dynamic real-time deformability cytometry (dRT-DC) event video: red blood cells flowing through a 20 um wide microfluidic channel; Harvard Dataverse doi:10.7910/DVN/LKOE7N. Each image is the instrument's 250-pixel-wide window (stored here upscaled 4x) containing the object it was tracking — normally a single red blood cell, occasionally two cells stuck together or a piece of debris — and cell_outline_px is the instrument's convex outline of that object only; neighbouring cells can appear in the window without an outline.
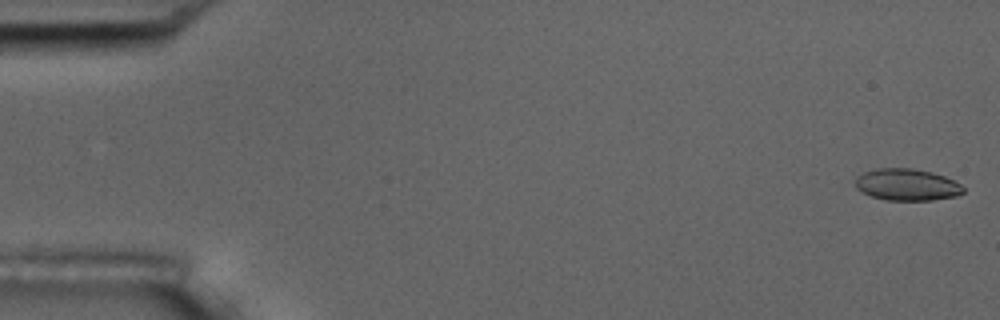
{"species": "common noctule bat (a hibernating species)", "species_latin": "Nyctalus noctula", "temperature_condition": "room temperature", "stored_images_in_passage": 7, "camera_frame_rate_fps": 3000, "um_per_image_px": 0.085, "animal": {"sex": "male", "body_mass_g": 17.5, "forearm_length_mm": 52.3}, "frame": {"image": 1, "passage_image": 1, "time_ms": 0.0, "image_size_px": [1000, 320], "cell_outline_px": [[964, 192], [956, 196], [932, 200], [884, 200], [872, 196], [856, 188], [856, 176], [864, 172], [876, 168], [912, 168], [932, 172], [944, 176], [960, 184], [964, 188]], "centroid_in_image_um": [77.09, 15.69], "position_along_channel_um": 7.9, "area_um2": 19.94}}
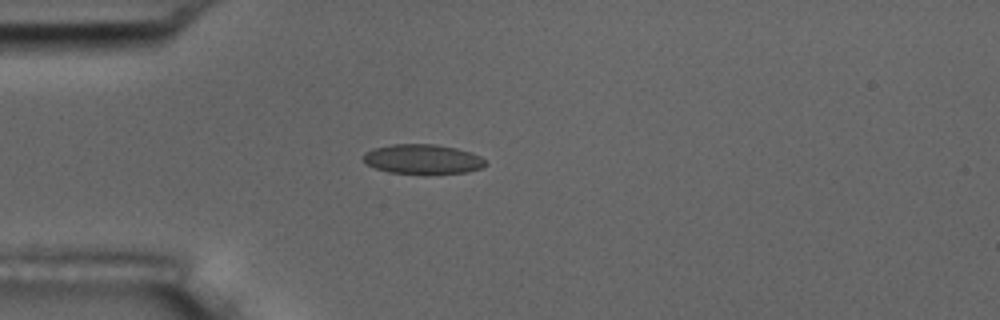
{"frame": {"image": 2, "passage_image": 5, "time_ms": 4.667, "image_size_px": [1000, 320], "cell_outline_px": [[488, 164], [480, 168], [468, 172], [428, 176], [424, 176], [388, 172], [376, 168], [368, 164], [364, 160], [364, 152], [372, 148], [392, 144], [436, 144], [456, 148], [472, 152], [480, 156]], "centroid_in_image_um": [35.95, 13.56], "position_along_channel_um": 49.0, "area_um2": 21.85}}